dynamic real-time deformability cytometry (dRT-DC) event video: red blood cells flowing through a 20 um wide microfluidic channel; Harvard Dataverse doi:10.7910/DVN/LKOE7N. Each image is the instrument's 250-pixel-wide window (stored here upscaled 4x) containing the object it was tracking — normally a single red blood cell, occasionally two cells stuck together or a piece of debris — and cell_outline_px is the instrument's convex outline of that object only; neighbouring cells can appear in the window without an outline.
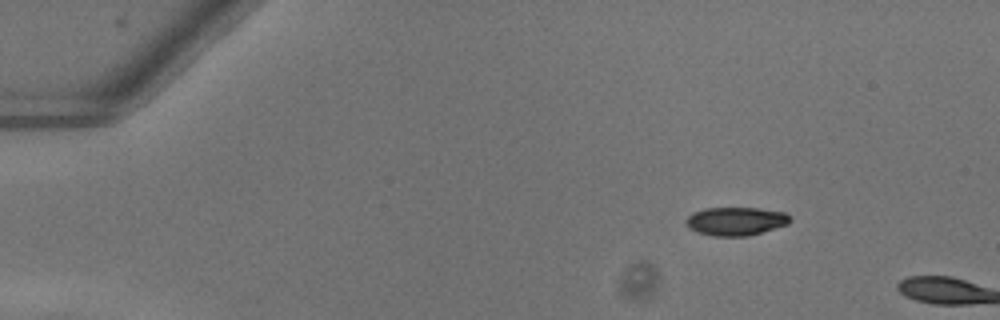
{"species": "common noctule bat (a hibernating species)", "species_latin": "Nyctalus noctula", "temperature_condition": "warm", "stored_images_in_passage": 2, "camera_frame_rate_fps": 3000, "um_per_image_px": 0.085, "animal": {"sex": "female"}, "frame": {"image": 1, "passage_image": 1, "time_ms": 0.0, "image_size_px": [1000, 320], "cell_outline_px": [[792, 220], [788, 224], [748, 236], [712, 236], [696, 232], [688, 228], [684, 220], [692, 212], [704, 208], [756, 208], [784, 212]], "centroid_in_image_um": [62.49, 18.8], "position_along_channel_um": 22.5, "area_um2": 17.28}}